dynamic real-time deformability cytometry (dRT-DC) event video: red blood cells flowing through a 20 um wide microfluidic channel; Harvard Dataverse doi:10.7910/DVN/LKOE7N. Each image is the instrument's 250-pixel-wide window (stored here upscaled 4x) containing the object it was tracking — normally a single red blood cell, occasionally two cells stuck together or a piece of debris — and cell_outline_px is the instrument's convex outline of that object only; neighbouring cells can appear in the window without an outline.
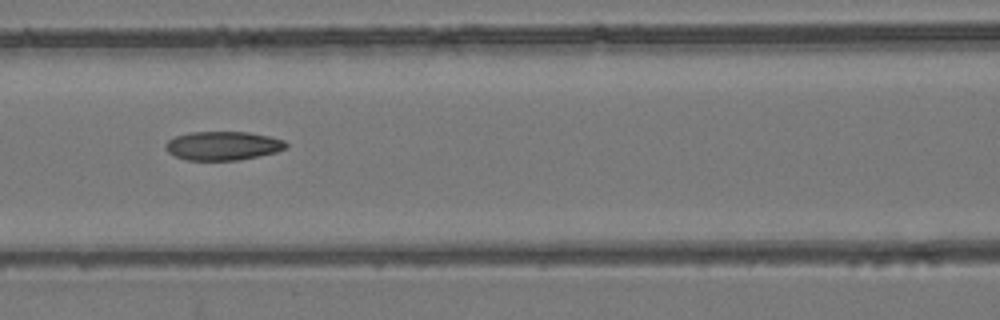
{"species": "common noctule bat (a hibernating species)", "species_latin": "Nyctalus noctula", "temperature_condition": "room temperature", "stored_images_in_passage": 9, "camera_frame_rate_fps": 3000, "um_per_image_px": 0.085, "animal": {"sex": "female", "body_mass_g": 24.6, "forearm_length_mm": 56.2}, "frame": {"image": 1, "passage_image": 7, "time_ms": 2.0, "image_size_px": [1000, 320], "cell_outline_px": [[288, 148], [276, 152], [260, 156], [240, 160], [188, 160], [176, 156], [168, 152], [164, 148], [164, 144], [168, 140], [176, 136], [192, 132], [248, 132], [268, 136], [284, 140], [288, 144]], "centroid_in_image_um": [18.96, 12.39], "position_along_channel_um": 147.6, "area_um2": 20.29}}
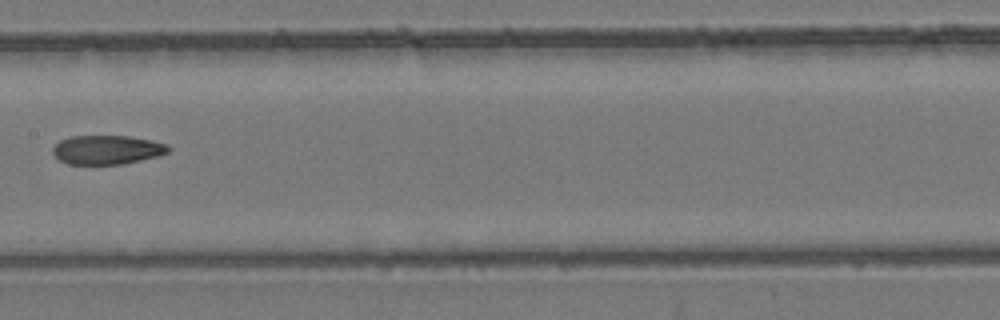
{"frame": {"image": 2, "passage_image": 8, "time_ms": 2.333, "image_size_px": [1000, 320], "cell_outline_px": [[172, 148], [168, 152], [160, 156], [124, 164], [68, 164], [60, 160], [52, 152], [52, 148], [60, 140], [72, 136], [128, 136], [168, 144]], "centroid_in_image_um": [9.13, 12.74], "position_along_channel_um": 198.3, "area_um2": 19.59}}
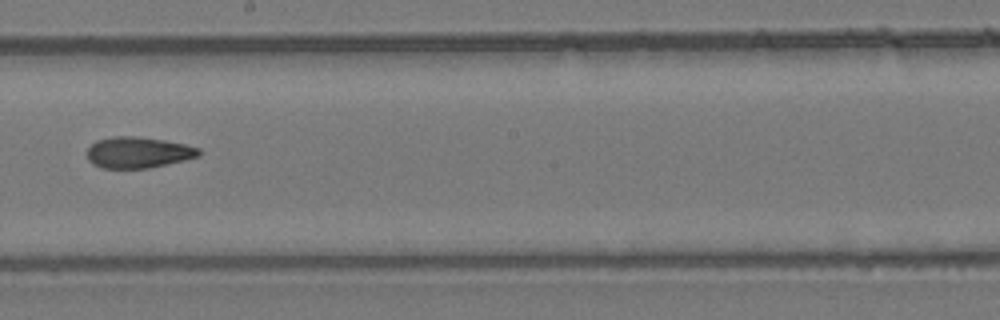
{"frame": {"image": 3, "passage_image": 9, "time_ms": 2.667, "image_size_px": [1000, 320], "cell_outline_px": [[200, 156], [184, 160], [148, 168], [100, 168], [92, 164], [88, 160], [88, 148], [96, 140], [112, 136], [136, 136], [164, 140], [184, 144], [200, 148]], "centroid_in_image_um": [11.72, 12.95], "position_along_channel_um": 236.5, "area_um2": 20.29}}